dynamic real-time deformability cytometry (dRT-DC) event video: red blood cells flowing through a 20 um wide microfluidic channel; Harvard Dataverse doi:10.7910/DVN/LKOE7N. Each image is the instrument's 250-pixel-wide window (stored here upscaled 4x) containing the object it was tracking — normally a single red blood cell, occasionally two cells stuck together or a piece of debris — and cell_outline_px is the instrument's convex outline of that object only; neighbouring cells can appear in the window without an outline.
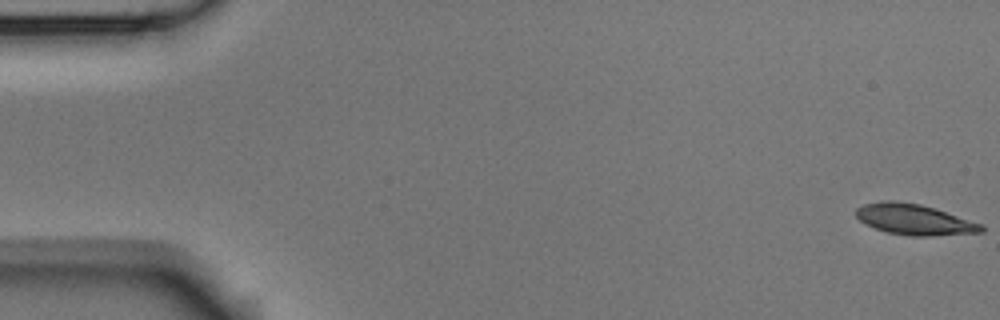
{"species": "Egyptian fruit bat (a non-hibernating species)", "species_latin": "Rousettus aegyptiacus", "temperature_condition": "room temperature", "stored_images_in_passage": 5, "camera_frame_rate_fps": 3000, "um_per_image_px": 0.085, "animal": {"sex": "male"}, "frame": {"image": 1, "passage_image": 1, "time_ms": 0.0, "image_size_px": [1000, 320], "cell_outline_px": [[984, 232], [932, 236], [912, 236], [888, 232], [864, 224], [856, 216], [856, 208], [864, 204], [892, 200], [920, 204], [936, 208], [984, 224]], "centroid_in_image_um": [77.77, 18.66], "position_along_channel_um": 7.2, "area_um2": 22.48}}
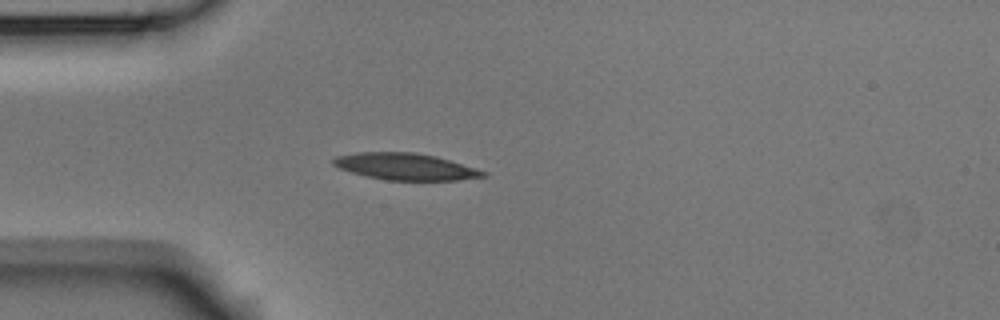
{"frame": {"image": 2, "passage_image": 5, "time_ms": 1.333, "image_size_px": [1000, 320], "cell_outline_px": [[488, 176], [456, 180], [384, 180], [352, 172], [340, 168], [332, 164], [332, 160], [336, 156], [356, 152], [412, 152], [436, 156], [476, 168], [488, 172]], "centroid_in_image_um": [34.48, 14.15], "position_along_channel_um": 50.5, "area_um2": 23.24}}